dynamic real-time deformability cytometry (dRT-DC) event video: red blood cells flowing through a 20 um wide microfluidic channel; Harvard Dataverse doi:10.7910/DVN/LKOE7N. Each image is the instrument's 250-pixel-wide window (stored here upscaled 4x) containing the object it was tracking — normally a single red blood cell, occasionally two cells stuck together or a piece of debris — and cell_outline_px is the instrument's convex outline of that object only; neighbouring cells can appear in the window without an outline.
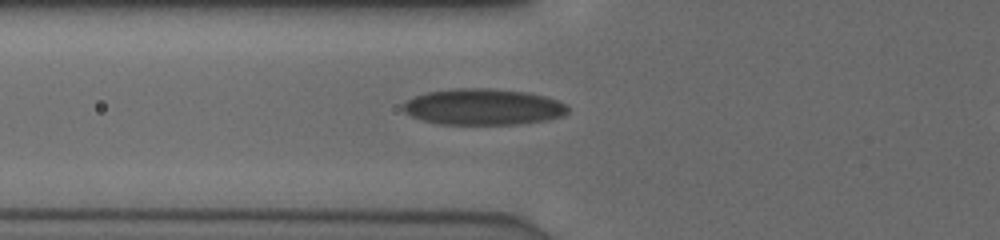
{"species": "human", "species_latin": "Homo sapiens", "temperature_condition": "cold", "stored_images_in_passage": 31, "camera_frame_rate_fps": 3000, "um_per_image_px": 0.085, "donor": {"sex": "male"}, "frame": {"image": 1, "passage_image": 2, "time_ms": 0.333, "image_size_px": [1000, 240], "cell_outline_px": [[568, 112], [560, 116], [544, 120], [516, 124], [440, 124], [424, 120], [412, 116], [404, 112], [404, 104], [408, 100], [416, 96], [428, 92], [456, 88], [492, 88], [528, 92], [544, 96], [568, 104]], "centroid_in_image_um": [41.09, 9.07], "position_along_channel_um": 84.7, "area_um2": 34.45}}
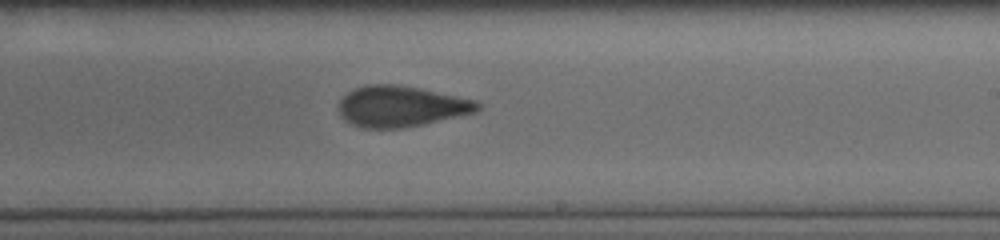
{"frame": {"image": 2, "passage_image": 15, "time_ms": 4.667, "image_size_px": [1000, 240], "cell_outline_px": [[480, 108], [476, 112], [424, 124], [404, 128], [364, 128], [352, 124], [340, 112], [340, 100], [348, 92], [356, 88], [368, 84], [396, 84], [420, 88], [476, 100], [480, 104]], "centroid_in_image_um": [34.13, 9.03], "position_along_channel_um": 254.9, "area_um2": 32.77}}
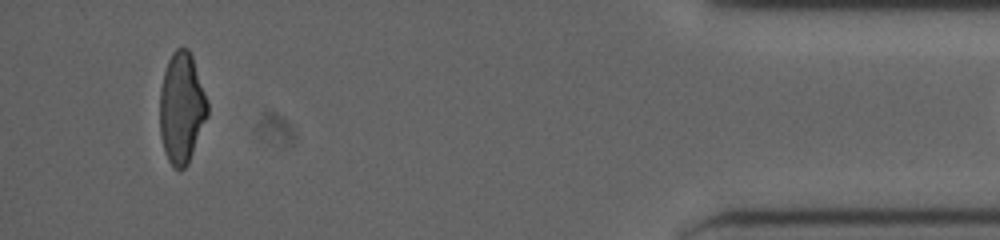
{"frame": {"image": 3, "passage_image": 30, "time_ms": 9.667, "image_size_px": [1000, 240], "cell_outline_px": [[208, 116], [188, 164], [184, 168], [176, 168], [168, 160], [160, 136], [160, 88], [164, 72], [168, 60], [172, 52], [176, 48], [188, 48], [192, 56], [208, 100]], "centroid_in_image_um": [15.45, 9.16], "position_along_channel_um": 419.8, "area_um2": 30.81}}